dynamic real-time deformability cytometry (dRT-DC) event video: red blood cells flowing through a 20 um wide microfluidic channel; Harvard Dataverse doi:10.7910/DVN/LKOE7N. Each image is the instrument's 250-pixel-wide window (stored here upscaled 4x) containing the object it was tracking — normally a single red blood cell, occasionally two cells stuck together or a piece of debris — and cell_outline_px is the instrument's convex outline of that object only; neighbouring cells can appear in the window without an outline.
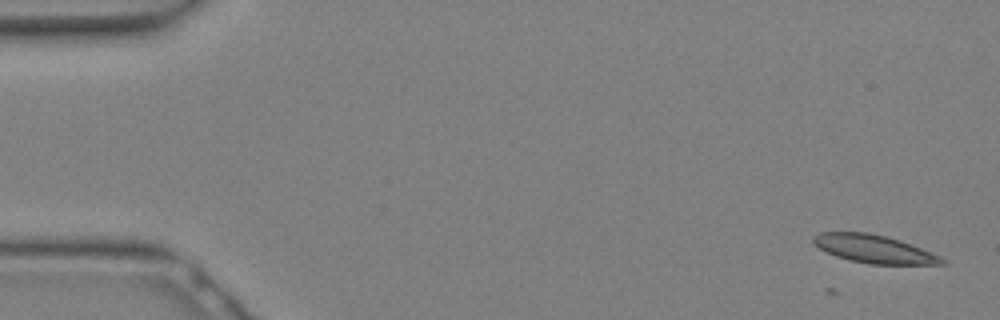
{"species": "Egyptian fruit bat (a non-hibernating species)", "species_latin": "Rousettus aegyptiacus", "temperature_condition": "warm", "stored_images_in_passage": 2, "camera_frame_rate_fps": 3000, "um_per_image_px": 0.085, "animal": {"sex": "female"}, "frame": {"image": 1, "passage_image": 2, "time_ms": 0.333, "image_size_px": [1000, 320], "cell_outline_px": [[948, 264], [868, 264], [848, 260], [836, 256], [812, 244], [812, 236], [820, 232], [868, 232], [888, 236], [900, 240], [932, 252], [940, 256]], "centroid_in_image_um": [74.27, 21.15], "position_along_channel_um": 10.7, "area_um2": 21.15}}